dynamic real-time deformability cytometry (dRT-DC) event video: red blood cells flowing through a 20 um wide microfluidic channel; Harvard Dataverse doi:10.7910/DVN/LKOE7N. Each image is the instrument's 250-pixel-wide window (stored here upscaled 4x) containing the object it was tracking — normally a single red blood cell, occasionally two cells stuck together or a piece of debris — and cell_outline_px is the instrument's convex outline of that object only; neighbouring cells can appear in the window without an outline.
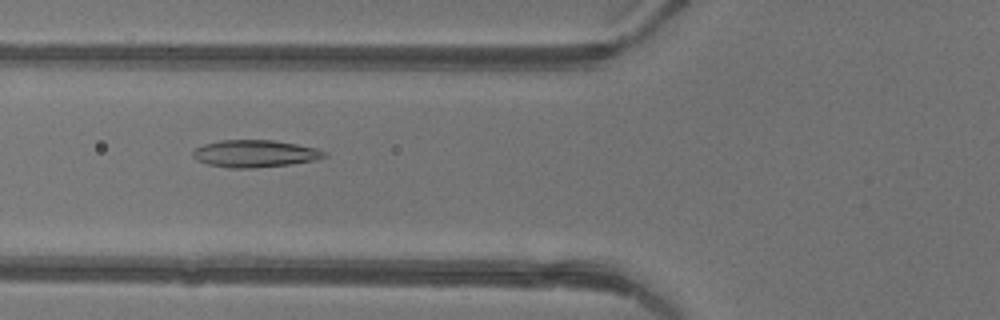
{"species": "common noctule bat (a hibernating species)", "species_latin": "Nyctalus noctula", "temperature_condition": "warm", "stored_images_in_passage": 48, "camera_frame_rate_fps": 3000, "um_per_image_px": 0.085, "animal": {"sex": "female"}, "frame": {"image": 1, "passage_image": 19, "time_ms": 6.0, "image_size_px": [1000, 320], "cell_outline_px": [[328, 156], [316, 160], [288, 164], [252, 168], [228, 168], [208, 164], [196, 160], [192, 156], [192, 152], [196, 148], [204, 144], [220, 140], [272, 140], [296, 144], [316, 148], [328, 152]], "centroid_in_image_um": [21.67, 13.05], "position_along_channel_um": 104.1, "area_um2": 20.87}}
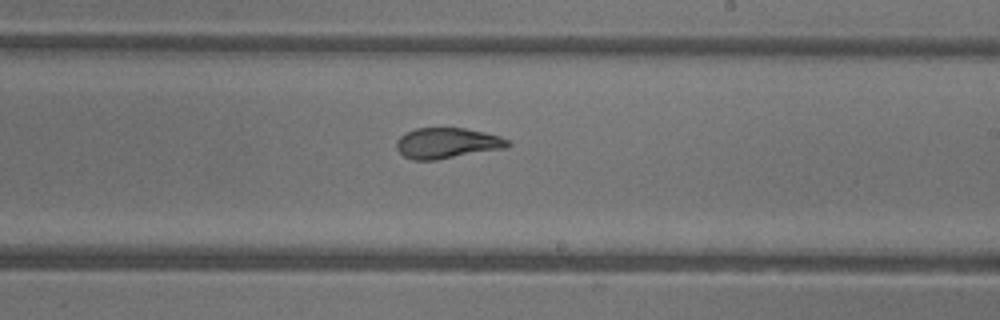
{"frame": {"image": 2, "passage_image": 29, "time_ms": 9.333, "image_size_px": [1000, 320], "cell_outline_px": [[512, 144], [504, 148], [436, 160], [412, 160], [404, 156], [396, 148], [396, 140], [404, 132], [416, 128], [464, 128], [484, 132], [500, 136], [508, 140]], "centroid_in_image_um": [37.97, 12.16], "position_along_channel_um": 251.0, "area_um2": 19.88}}
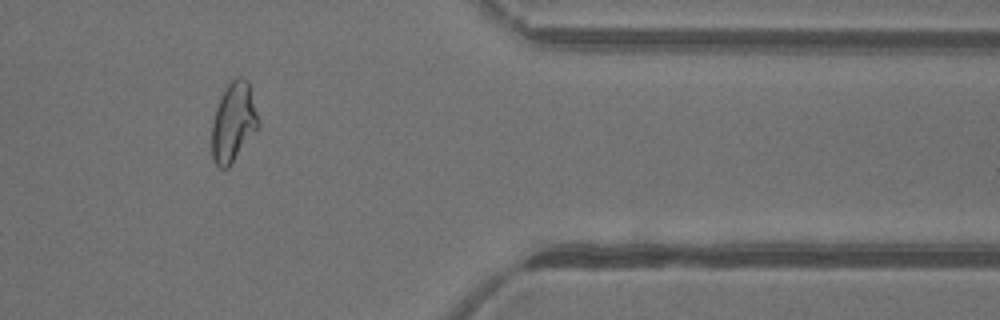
{"frame": {"image": 3, "passage_image": 40, "time_ms": 13.0, "image_size_px": [1000, 320], "cell_outline_px": [[260, 128], [232, 164], [228, 168], [220, 168], [216, 164], [212, 156], [212, 124], [216, 108], [220, 96], [224, 88], [236, 76], [240, 76], [248, 80], [260, 124]], "centroid_in_image_um": [19.86, 10.4], "position_along_channel_um": 391.5, "area_um2": 21.85}, "authors_computed_cell_mechanics": {"area_um2": 21.8773, "velocity_mm_per_s": 4.3932, "shape_relaxation_time_tau1_ms": 6.208, "shape_relaxation_time_tau2_ms": 1.1281, "deformation_change_tau1": 0.2122, "deformation_change_tau2": 0.0759}}